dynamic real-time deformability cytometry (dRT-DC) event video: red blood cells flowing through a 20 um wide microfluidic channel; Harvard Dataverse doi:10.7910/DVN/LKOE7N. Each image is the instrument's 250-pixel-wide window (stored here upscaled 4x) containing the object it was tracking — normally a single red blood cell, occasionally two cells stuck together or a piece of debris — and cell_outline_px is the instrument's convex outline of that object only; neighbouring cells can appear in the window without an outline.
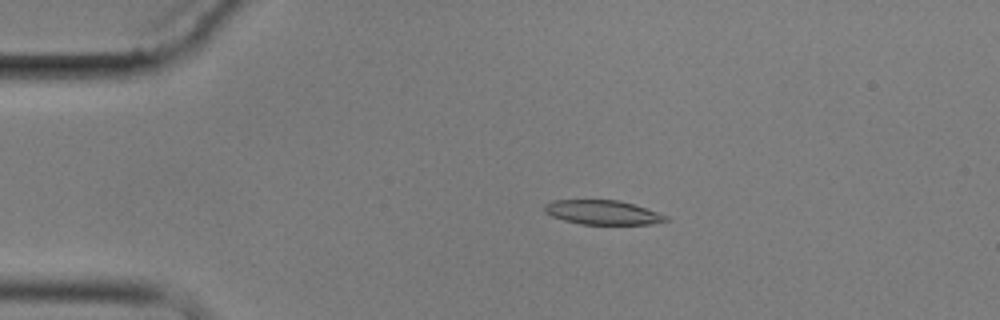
{"species": "common noctule bat (a hibernating species)", "species_latin": "Nyctalus noctula", "temperature_condition": "cold", "stored_images_in_passage": 4, "camera_frame_rate_fps": 3000, "um_per_image_px": 0.085, "animal": {"sex": "male", "body_mass_g": 17.9}, "frame": {"image": 1, "passage_image": 3, "time_ms": 2.333, "image_size_px": [1000, 320], "cell_outline_px": [[668, 220], [652, 224], [580, 224], [564, 220], [552, 216], [544, 212], [544, 204], [552, 200], [620, 200], [668, 216]], "centroid_in_image_um": [51.18, 18.05], "position_along_channel_um": 33.8, "area_um2": 17.05}}